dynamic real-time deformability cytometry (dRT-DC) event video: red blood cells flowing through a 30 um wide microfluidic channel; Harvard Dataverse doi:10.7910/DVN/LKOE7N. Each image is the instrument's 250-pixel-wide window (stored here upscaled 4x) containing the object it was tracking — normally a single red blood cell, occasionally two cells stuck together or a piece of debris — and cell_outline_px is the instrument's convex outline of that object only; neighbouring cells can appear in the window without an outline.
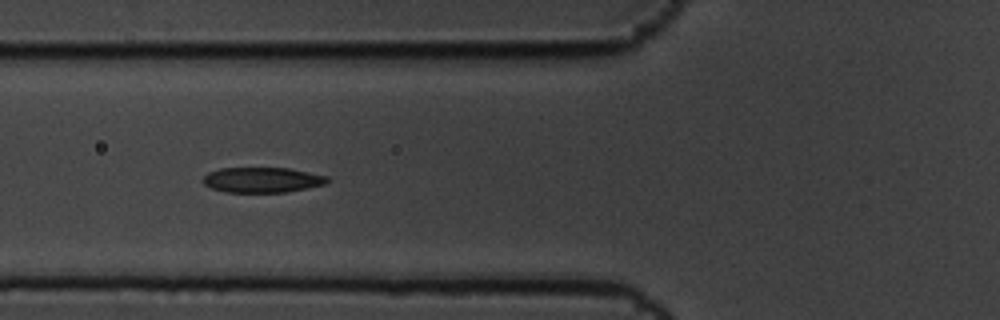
{"species": "common noctule bat (a hibernating species)", "species_latin": "Nyctalus noctula", "temperature_condition": "cold", "stored_images_in_passage": 7, "camera_frame_rate_fps": 3000, "um_per_image_px": 0.085, "animal": {"sex": "male", "body_mass_g": 19.5, "forearm_length_mm": 54.6}, "frame": {"image": 1, "passage_image": 6, "time_ms": 1.667, "image_size_px": [1000, 320], "cell_outline_px": [[332, 180], [328, 184], [284, 192], [224, 192], [212, 188], [204, 184], [200, 180], [208, 172], [220, 168], [288, 168], [328, 176]], "centroid_in_image_um": [22.3, 15.29], "position_along_channel_um": 103.5, "area_um2": 18.44}}
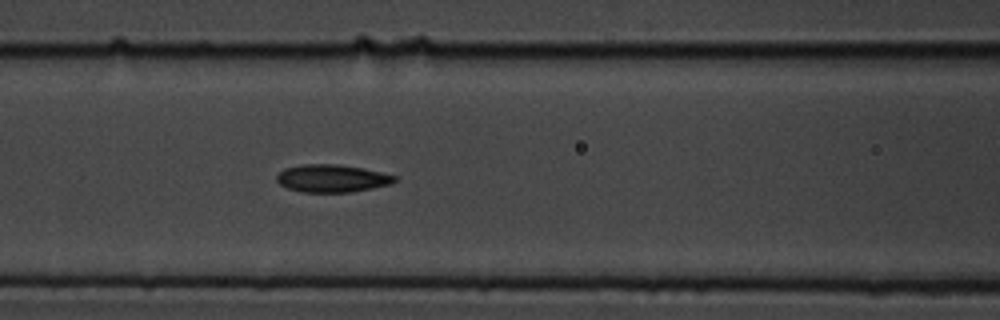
{"frame": {"image": 2, "passage_image": 7, "time_ms": 2.0, "image_size_px": [1000, 320], "cell_outline_px": [[396, 180], [392, 184], [352, 192], [300, 192], [288, 188], [280, 184], [276, 180], [276, 176], [284, 168], [300, 164], [336, 164], [360, 168], [380, 172], [396, 176]], "centroid_in_image_um": [28.19, 15.16], "position_along_channel_um": 138.4, "area_um2": 18.96}}